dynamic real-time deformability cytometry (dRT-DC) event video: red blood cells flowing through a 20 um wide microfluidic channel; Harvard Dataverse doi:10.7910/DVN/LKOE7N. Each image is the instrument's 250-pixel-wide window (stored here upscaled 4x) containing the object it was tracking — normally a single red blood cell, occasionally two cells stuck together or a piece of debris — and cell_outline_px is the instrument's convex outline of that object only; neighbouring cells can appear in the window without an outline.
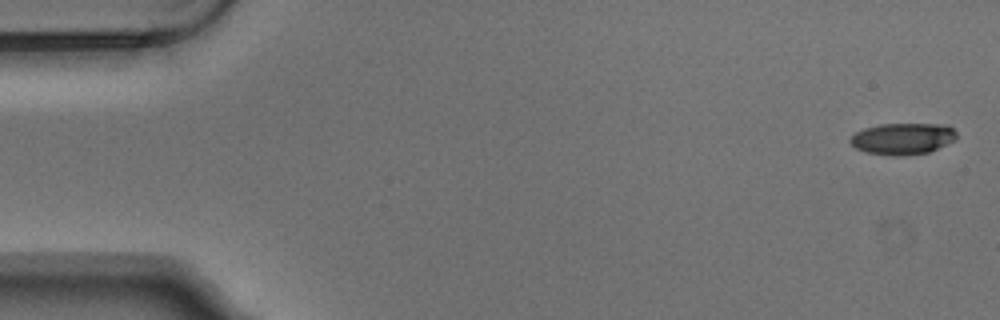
{"species": "Egyptian fruit bat (a non-hibernating species)", "species_latin": "Rousettus aegyptiacus", "temperature_condition": "warm", "stored_images_in_passage": 4, "camera_frame_rate_fps": 3000, "um_per_image_px": 0.085, "animal": {"sex": "male"}, "frame": {"image": 1, "passage_image": 1, "time_ms": 0.0, "image_size_px": [1000, 320], "cell_outline_px": [[956, 140], [928, 152], [900, 156], [892, 156], [868, 152], [856, 148], [848, 140], [856, 132], [864, 128], [880, 124], [948, 124], [956, 132]], "centroid_in_image_um": [76.75, 11.78], "position_along_channel_um": 8.3, "area_um2": 19.48}}